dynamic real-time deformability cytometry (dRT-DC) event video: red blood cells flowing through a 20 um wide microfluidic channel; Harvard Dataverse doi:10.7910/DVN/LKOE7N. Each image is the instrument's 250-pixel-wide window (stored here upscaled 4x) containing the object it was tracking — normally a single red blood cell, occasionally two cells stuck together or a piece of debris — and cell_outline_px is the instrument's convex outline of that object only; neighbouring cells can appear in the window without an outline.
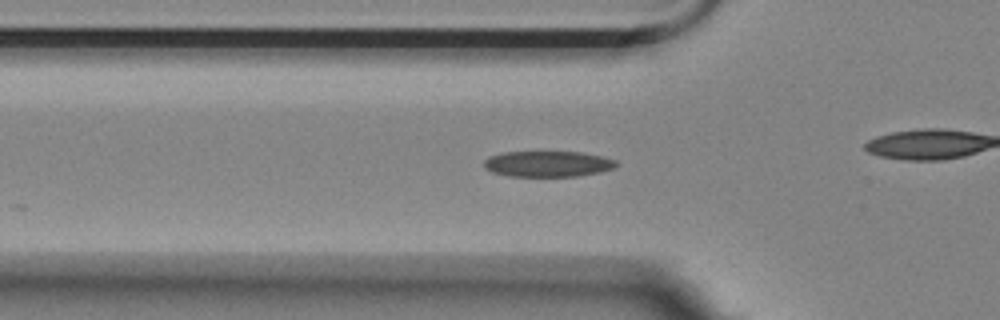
{"species": "Egyptian fruit bat (a non-hibernating species)", "species_latin": "Rousettus aegyptiacus", "temperature_condition": "room temperature", "stored_images_in_passage": 27, "camera_frame_rate_fps": 3000, "um_per_image_px": 0.085, "animal": {"sex": "female"}, "frame": {"image": 1, "passage_image": 18, "time_ms": 5.667, "image_size_px": [1000, 320], "cell_outline_px": [[620, 164], [616, 168], [600, 172], [576, 176], [508, 176], [492, 172], [484, 168], [484, 160], [488, 156], [504, 152], [580, 152], [600, 156], [616, 160]], "centroid_in_image_um": [46.57, 13.93], "position_along_channel_um": 79.2, "area_um2": 20.0}}
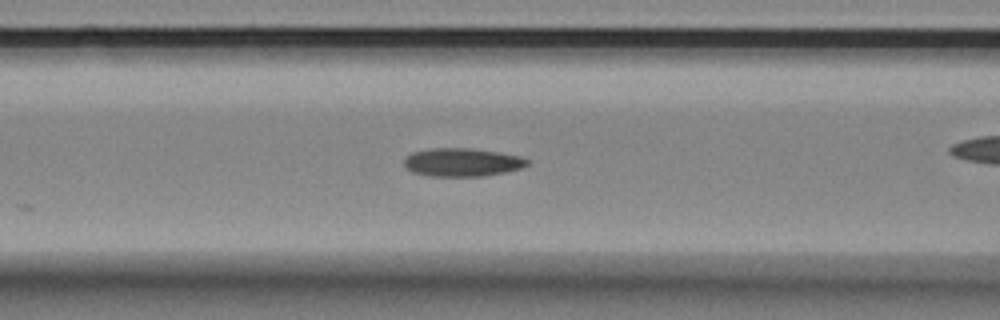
{"frame": {"image": 2, "passage_image": 22, "time_ms": 7.0, "image_size_px": [1000, 320], "cell_outline_px": [[528, 164], [520, 168], [504, 172], [484, 176], [428, 176], [412, 172], [404, 164], [404, 156], [412, 152], [432, 148], [468, 148], [500, 152], [520, 156], [528, 160]], "centroid_in_image_um": [39.25, 13.79], "position_along_channel_um": 127.4, "area_um2": 20.29}}
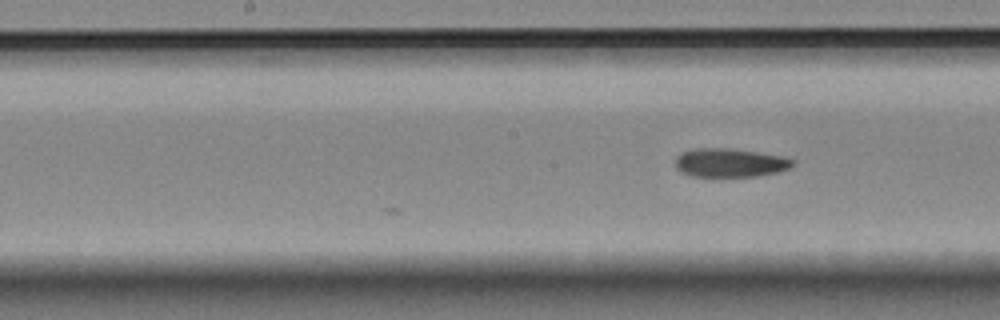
{"frame": {"image": 3, "passage_image": 27, "time_ms": 8.667, "image_size_px": [1000, 320], "cell_outline_px": [[796, 164], [792, 168], [776, 172], [756, 176], [692, 176], [680, 172], [676, 168], [676, 156], [680, 152], [696, 148], [728, 148], [784, 156], [796, 160]], "centroid_in_image_um": [62.07, 13.83], "position_along_channel_um": 186.1, "area_um2": 19.77}}